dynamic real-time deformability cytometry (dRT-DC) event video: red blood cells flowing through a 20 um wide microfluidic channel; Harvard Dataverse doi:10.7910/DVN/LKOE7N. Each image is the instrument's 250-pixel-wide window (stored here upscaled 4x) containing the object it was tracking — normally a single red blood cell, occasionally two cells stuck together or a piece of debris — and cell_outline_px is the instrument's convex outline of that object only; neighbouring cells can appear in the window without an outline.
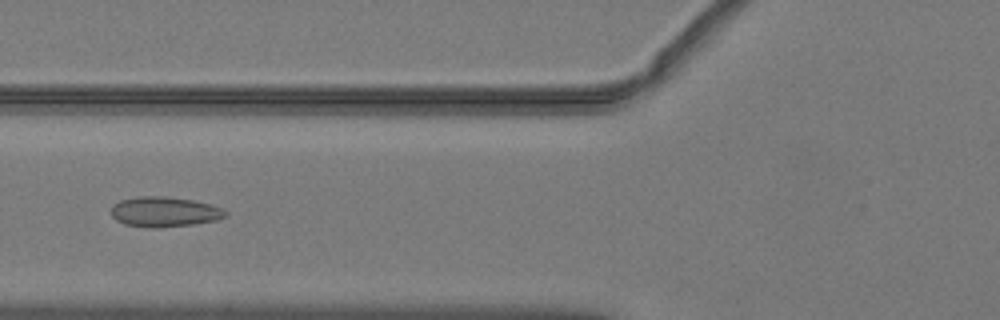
{"species": "common noctule bat (a hibernating species)", "species_latin": "Nyctalus noctula", "temperature_condition": "warm", "stored_images_in_passage": 50, "camera_frame_rate_fps": 3000, "um_per_image_px": 0.085, "animal": {"sex": "male", "body_mass_g": 19.2, "forearm_length_mm": 51.8}, "frame": {"image": 1, "passage_image": 20, "time_ms": 6.333, "image_size_px": [1000, 320], "cell_outline_px": [[228, 216], [216, 220], [192, 224], [160, 228], [148, 228], [124, 224], [116, 220], [112, 216], [112, 204], [120, 200], [136, 196], [164, 196], [192, 200], [212, 204], [228, 212]], "centroid_in_image_um": [13.96, 18.0], "position_along_channel_um": 111.8, "area_um2": 20.23}}
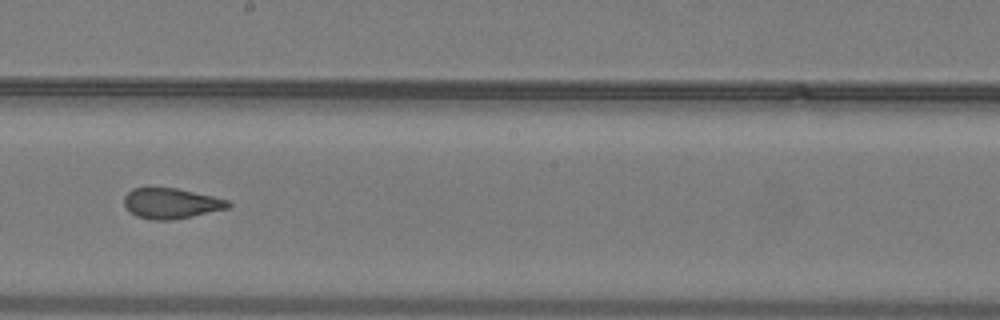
{"frame": {"image": 2, "passage_image": 29, "time_ms": 9.333, "image_size_px": [1000, 320], "cell_outline_px": [[232, 204], [228, 208], [192, 216], [172, 220], [152, 220], [136, 216], [128, 212], [124, 204], [124, 196], [132, 188], [176, 188], [212, 196], [228, 200]], "centroid_in_image_um": [14.51, 17.29], "position_along_channel_um": 233.7, "area_um2": 18.44}}
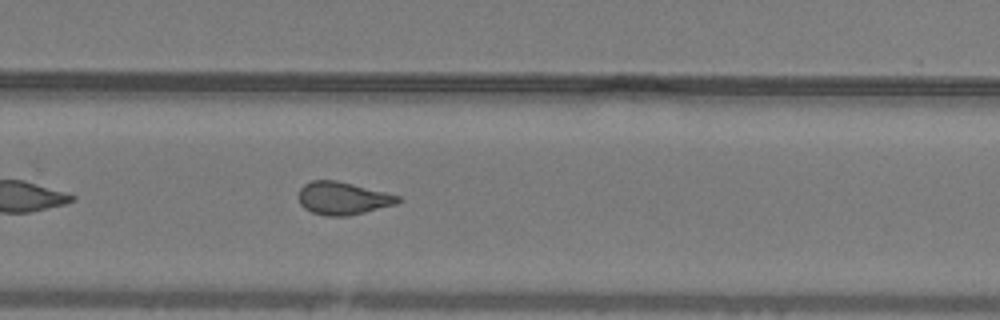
{"frame": {"image": 3, "passage_image": 34, "time_ms": 11.0, "image_size_px": [1000, 320], "cell_outline_px": [[400, 200], [396, 204], [348, 216], [328, 216], [312, 212], [304, 208], [300, 204], [296, 196], [300, 188], [304, 184], [312, 180], [336, 180], [400, 196]], "centroid_in_image_um": [29.07, 16.85], "position_along_channel_um": 300.7, "area_um2": 18.9}, "authors_computed_cell_mechanics": {"area_um2": 19.4208, "velocity_mm_per_s": 4.0437, "shape_relaxation_time_tau1_ms": null, "shape_relaxation_time_tau2_ms": 1.1476, "deformation_change_tau1": null, "deformation_change_tau2": 0.0774}}